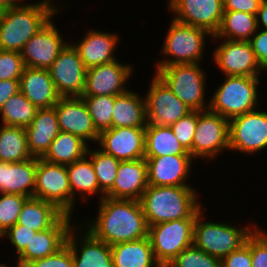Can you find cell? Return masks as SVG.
Wrapping results in <instances>:
<instances>
[{
	"label": "cell",
	"instance_id": "obj_1",
	"mask_svg": "<svg viewBox=\"0 0 267 267\" xmlns=\"http://www.w3.org/2000/svg\"><path fill=\"white\" fill-rule=\"evenodd\" d=\"M95 219L84 218L81 225L108 245L134 241L148 236L149 226L139 200L104 197Z\"/></svg>",
	"mask_w": 267,
	"mask_h": 267
},
{
	"label": "cell",
	"instance_id": "obj_2",
	"mask_svg": "<svg viewBox=\"0 0 267 267\" xmlns=\"http://www.w3.org/2000/svg\"><path fill=\"white\" fill-rule=\"evenodd\" d=\"M36 1L25 2L2 11L0 50L21 52L28 40L62 10L55 0Z\"/></svg>",
	"mask_w": 267,
	"mask_h": 267
},
{
	"label": "cell",
	"instance_id": "obj_3",
	"mask_svg": "<svg viewBox=\"0 0 267 267\" xmlns=\"http://www.w3.org/2000/svg\"><path fill=\"white\" fill-rule=\"evenodd\" d=\"M194 186L148 185L140 204L148 226L184 218H196L204 209Z\"/></svg>",
	"mask_w": 267,
	"mask_h": 267
},
{
	"label": "cell",
	"instance_id": "obj_4",
	"mask_svg": "<svg viewBox=\"0 0 267 267\" xmlns=\"http://www.w3.org/2000/svg\"><path fill=\"white\" fill-rule=\"evenodd\" d=\"M202 209L197 215L193 227V245L207 254L223 259L231 252L238 250L247 238L258 227L251 223L246 226H234L231 222L208 221ZM254 226V227H253Z\"/></svg>",
	"mask_w": 267,
	"mask_h": 267
},
{
	"label": "cell",
	"instance_id": "obj_5",
	"mask_svg": "<svg viewBox=\"0 0 267 267\" xmlns=\"http://www.w3.org/2000/svg\"><path fill=\"white\" fill-rule=\"evenodd\" d=\"M209 102V110L227 120L255 110L261 105L259 88L260 77L225 76Z\"/></svg>",
	"mask_w": 267,
	"mask_h": 267
},
{
	"label": "cell",
	"instance_id": "obj_6",
	"mask_svg": "<svg viewBox=\"0 0 267 267\" xmlns=\"http://www.w3.org/2000/svg\"><path fill=\"white\" fill-rule=\"evenodd\" d=\"M200 63L154 65L155 74L192 110L204 111L210 100L206 95L207 72Z\"/></svg>",
	"mask_w": 267,
	"mask_h": 267
},
{
	"label": "cell",
	"instance_id": "obj_7",
	"mask_svg": "<svg viewBox=\"0 0 267 267\" xmlns=\"http://www.w3.org/2000/svg\"><path fill=\"white\" fill-rule=\"evenodd\" d=\"M165 34L160 48V54L165 58L157 60L155 65L202 63L206 40L213 36L203 28L183 24L173 18Z\"/></svg>",
	"mask_w": 267,
	"mask_h": 267
},
{
	"label": "cell",
	"instance_id": "obj_8",
	"mask_svg": "<svg viewBox=\"0 0 267 267\" xmlns=\"http://www.w3.org/2000/svg\"><path fill=\"white\" fill-rule=\"evenodd\" d=\"M196 218H184L149 226L148 237L155 260L166 267L180 252L193 245Z\"/></svg>",
	"mask_w": 267,
	"mask_h": 267
},
{
	"label": "cell",
	"instance_id": "obj_9",
	"mask_svg": "<svg viewBox=\"0 0 267 267\" xmlns=\"http://www.w3.org/2000/svg\"><path fill=\"white\" fill-rule=\"evenodd\" d=\"M229 151V120L210 111H198V121L192 143V158L210 164L220 154Z\"/></svg>",
	"mask_w": 267,
	"mask_h": 267
},
{
	"label": "cell",
	"instance_id": "obj_10",
	"mask_svg": "<svg viewBox=\"0 0 267 267\" xmlns=\"http://www.w3.org/2000/svg\"><path fill=\"white\" fill-rule=\"evenodd\" d=\"M260 110V111H259ZM267 149V110L259 109L229 120V150L253 156Z\"/></svg>",
	"mask_w": 267,
	"mask_h": 267
},
{
	"label": "cell",
	"instance_id": "obj_11",
	"mask_svg": "<svg viewBox=\"0 0 267 267\" xmlns=\"http://www.w3.org/2000/svg\"><path fill=\"white\" fill-rule=\"evenodd\" d=\"M213 39L221 42L213 49L211 58L220 73L224 76L262 77L260 75L264 70L259 65L249 41L223 40L212 36V42Z\"/></svg>",
	"mask_w": 267,
	"mask_h": 267
},
{
	"label": "cell",
	"instance_id": "obj_12",
	"mask_svg": "<svg viewBox=\"0 0 267 267\" xmlns=\"http://www.w3.org/2000/svg\"><path fill=\"white\" fill-rule=\"evenodd\" d=\"M34 197L54 204L71 216V188L66 165L37 158Z\"/></svg>",
	"mask_w": 267,
	"mask_h": 267
},
{
	"label": "cell",
	"instance_id": "obj_13",
	"mask_svg": "<svg viewBox=\"0 0 267 267\" xmlns=\"http://www.w3.org/2000/svg\"><path fill=\"white\" fill-rule=\"evenodd\" d=\"M153 75L148 91H144L147 124L171 126L192 109L183 103L155 73Z\"/></svg>",
	"mask_w": 267,
	"mask_h": 267
},
{
	"label": "cell",
	"instance_id": "obj_14",
	"mask_svg": "<svg viewBox=\"0 0 267 267\" xmlns=\"http://www.w3.org/2000/svg\"><path fill=\"white\" fill-rule=\"evenodd\" d=\"M54 16L33 35L20 52L25 67L49 69L70 42L56 28Z\"/></svg>",
	"mask_w": 267,
	"mask_h": 267
},
{
	"label": "cell",
	"instance_id": "obj_15",
	"mask_svg": "<svg viewBox=\"0 0 267 267\" xmlns=\"http://www.w3.org/2000/svg\"><path fill=\"white\" fill-rule=\"evenodd\" d=\"M176 21L199 27L215 35L224 13L223 0H167Z\"/></svg>",
	"mask_w": 267,
	"mask_h": 267
},
{
	"label": "cell",
	"instance_id": "obj_16",
	"mask_svg": "<svg viewBox=\"0 0 267 267\" xmlns=\"http://www.w3.org/2000/svg\"><path fill=\"white\" fill-rule=\"evenodd\" d=\"M133 65L115 60L86 70L82 96L120 95L129 90L126 83L133 77Z\"/></svg>",
	"mask_w": 267,
	"mask_h": 267
},
{
	"label": "cell",
	"instance_id": "obj_17",
	"mask_svg": "<svg viewBox=\"0 0 267 267\" xmlns=\"http://www.w3.org/2000/svg\"><path fill=\"white\" fill-rule=\"evenodd\" d=\"M48 70L61 97L82 96L87 69L71 42L59 53Z\"/></svg>",
	"mask_w": 267,
	"mask_h": 267
},
{
	"label": "cell",
	"instance_id": "obj_18",
	"mask_svg": "<svg viewBox=\"0 0 267 267\" xmlns=\"http://www.w3.org/2000/svg\"><path fill=\"white\" fill-rule=\"evenodd\" d=\"M75 223L66 239L72 251L73 267H114L111 246Z\"/></svg>",
	"mask_w": 267,
	"mask_h": 267
},
{
	"label": "cell",
	"instance_id": "obj_19",
	"mask_svg": "<svg viewBox=\"0 0 267 267\" xmlns=\"http://www.w3.org/2000/svg\"><path fill=\"white\" fill-rule=\"evenodd\" d=\"M60 131L80 137L88 145L97 144L96 131L88 107L82 97H61L54 106Z\"/></svg>",
	"mask_w": 267,
	"mask_h": 267
},
{
	"label": "cell",
	"instance_id": "obj_20",
	"mask_svg": "<svg viewBox=\"0 0 267 267\" xmlns=\"http://www.w3.org/2000/svg\"><path fill=\"white\" fill-rule=\"evenodd\" d=\"M96 145L120 161L144 158L145 128H110L99 134Z\"/></svg>",
	"mask_w": 267,
	"mask_h": 267
},
{
	"label": "cell",
	"instance_id": "obj_21",
	"mask_svg": "<svg viewBox=\"0 0 267 267\" xmlns=\"http://www.w3.org/2000/svg\"><path fill=\"white\" fill-rule=\"evenodd\" d=\"M147 161L148 185L191 186L193 162L191 155H169L145 158Z\"/></svg>",
	"mask_w": 267,
	"mask_h": 267
},
{
	"label": "cell",
	"instance_id": "obj_22",
	"mask_svg": "<svg viewBox=\"0 0 267 267\" xmlns=\"http://www.w3.org/2000/svg\"><path fill=\"white\" fill-rule=\"evenodd\" d=\"M72 216L63 214L50 228L38 231L16 261L23 266L56 253L66 244L70 228L74 225Z\"/></svg>",
	"mask_w": 267,
	"mask_h": 267
},
{
	"label": "cell",
	"instance_id": "obj_23",
	"mask_svg": "<svg viewBox=\"0 0 267 267\" xmlns=\"http://www.w3.org/2000/svg\"><path fill=\"white\" fill-rule=\"evenodd\" d=\"M88 30L85 36L80 37V40L71 43L78 51L85 68L89 69L117 60L113 53L120 43L119 35L115 32H103L94 28Z\"/></svg>",
	"mask_w": 267,
	"mask_h": 267
},
{
	"label": "cell",
	"instance_id": "obj_24",
	"mask_svg": "<svg viewBox=\"0 0 267 267\" xmlns=\"http://www.w3.org/2000/svg\"><path fill=\"white\" fill-rule=\"evenodd\" d=\"M147 187L146 159L121 161L113 187L105 194V197L140 200Z\"/></svg>",
	"mask_w": 267,
	"mask_h": 267
},
{
	"label": "cell",
	"instance_id": "obj_25",
	"mask_svg": "<svg viewBox=\"0 0 267 267\" xmlns=\"http://www.w3.org/2000/svg\"><path fill=\"white\" fill-rule=\"evenodd\" d=\"M19 90L38 109L52 108L61 98L48 69L25 67Z\"/></svg>",
	"mask_w": 267,
	"mask_h": 267
},
{
	"label": "cell",
	"instance_id": "obj_26",
	"mask_svg": "<svg viewBox=\"0 0 267 267\" xmlns=\"http://www.w3.org/2000/svg\"><path fill=\"white\" fill-rule=\"evenodd\" d=\"M37 158L22 162L0 161V193L34 197Z\"/></svg>",
	"mask_w": 267,
	"mask_h": 267
},
{
	"label": "cell",
	"instance_id": "obj_27",
	"mask_svg": "<svg viewBox=\"0 0 267 267\" xmlns=\"http://www.w3.org/2000/svg\"><path fill=\"white\" fill-rule=\"evenodd\" d=\"M59 132L55 108L38 109L31 124L26 127L27 145L32 157L42 158Z\"/></svg>",
	"mask_w": 267,
	"mask_h": 267
},
{
	"label": "cell",
	"instance_id": "obj_28",
	"mask_svg": "<svg viewBox=\"0 0 267 267\" xmlns=\"http://www.w3.org/2000/svg\"><path fill=\"white\" fill-rule=\"evenodd\" d=\"M66 167L71 188V216H73L76 197L80 196L78 198L82 199V203H87L90 196L98 195L97 199L100 201L105 195L99 189L92 161L87 155Z\"/></svg>",
	"mask_w": 267,
	"mask_h": 267
},
{
	"label": "cell",
	"instance_id": "obj_29",
	"mask_svg": "<svg viewBox=\"0 0 267 267\" xmlns=\"http://www.w3.org/2000/svg\"><path fill=\"white\" fill-rule=\"evenodd\" d=\"M140 95L132 89L115 95L112 128H145L147 126L145 96Z\"/></svg>",
	"mask_w": 267,
	"mask_h": 267
},
{
	"label": "cell",
	"instance_id": "obj_30",
	"mask_svg": "<svg viewBox=\"0 0 267 267\" xmlns=\"http://www.w3.org/2000/svg\"><path fill=\"white\" fill-rule=\"evenodd\" d=\"M114 267H161L155 260L149 237L111 246Z\"/></svg>",
	"mask_w": 267,
	"mask_h": 267
},
{
	"label": "cell",
	"instance_id": "obj_31",
	"mask_svg": "<svg viewBox=\"0 0 267 267\" xmlns=\"http://www.w3.org/2000/svg\"><path fill=\"white\" fill-rule=\"evenodd\" d=\"M169 155H191L187 152L170 126L147 124L145 127L144 158H155Z\"/></svg>",
	"mask_w": 267,
	"mask_h": 267
},
{
	"label": "cell",
	"instance_id": "obj_32",
	"mask_svg": "<svg viewBox=\"0 0 267 267\" xmlns=\"http://www.w3.org/2000/svg\"><path fill=\"white\" fill-rule=\"evenodd\" d=\"M63 214L54 204L30 197L25 201L16 224L37 232L43 231L50 228Z\"/></svg>",
	"mask_w": 267,
	"mask_h": 267
},
{
	"label": "cell",
	"instance_id": "obj_33",
	"mask_svg": "<svg viewBox=\"0 0 267 267\" xmlns=\"http://www.w3.org/2000/svg\"><path fill=\"white\" fill-rule=\"evenodd\" d=\"M88 146L80 137L60 131L42 159L50 163L69 165L82 159Z\"/></svg>",
	"mask_w": 267,
	"mask_h": 267
},
{
	"label": "cell",
	"instance_id": "obj_34",
	"mask_svg": "<svg viewBox=\"0 0 267 267\" xmlns=\"http://www.w3.org/2000/svg\"><path fill=\"white\" fill-rule=\"evenodd\" d=\"M258 30L257 16L240 11H224L215 38L249 41Z\"/></svg>",
	"mask_w": 267,
	"mask_h": 267
},
{
	"label": "cell",
	"instance_id": "obj_35",
	"mask_svg": "<svg viewBox=\"0 0 267 267\" xmlns=\"http://www.w3.org/2000/svg\"><path fill=\"white\" fill-rule=\"evenodd\" d=\"M33 158L28 150L26 128L0 125V161L22 162Z\"/></svg>",
	"mask_w": 267,
	"mask_h": 267
},
{
	"label": "cell",
	"instance_id": "obj_36",
	"mask_svg": "<svg viewBox=\"0 0 267 267\" xmlns=\"http://www.w3.org/2000/svg\"><path fill=\"white\" fill-rule=\"evenodd\" d=\"M37 111L38 108L19 91L0 109L1 124L26 128L31 124Z\"/></svg>",
	"mask_w": 267,
	"mask_h": 267
},
{
	"label": "cell",
	"instance_id": "obj_37",
	"mask_svg": "<svg viewBox=\"0 0 267 267\" xmlns=\"http://www.w3.org/2000/svg\"><path fill=\"white\" fill-rule=\"evenodd\" d=\"M86 155L91 159L100 191L105 195L112 187L117 177L120 160L105 153L99 147L90 149L88 146Z\"/></svg>",
	"mask_w": 267,
	"mask_h": 267
},
{
	"label": "cell",
	"instance_id": "obj_38",
	"mask_svg": "<svg viewBox=\"0 0 267 267\" xmlns=\"http://www.w3.org/2000/svg\"><path fill=\"white\" fill-rule=\"evenodd\" d=\"M81 97L88 107L96 131L100 134L102 131L112 128L115 96L98 95Z\"/></svg>",
	"mask_w": 267,
	"mask_h": 267
},
{
	"label": "cell",
	"instance_id": "obj_39",
	"mask_svg": "<svg viewBox=\"0 0 267 267\" xmlns=\"http://www.w3.org/2000/svg\"><path fill=\"white\" fill-rule=\"evenodd\" d=\"M166 267H222V261L191 245L180 252Z\"/></svg>",
	"mask_w": 267,
	"mask_h": 267
},
{
	"label": "cell",
	"instance_id": "obj_40",
	"mask_svg": "<svg viewBox=\"0 0 267 267\" xmlns=\"http://www.w3.org/2000/svg\"><path fill=\"white\" fill-rule=\"evenodd\" d=\"M27 199L18 194L0 193V236L17 223Z\"/></svg>",
	"mask_w": 267,
	"mask_h": 267
},
{
	"label": "cell",
	"instance_id": "obj_41",
	"mask_svg": "<svg viewBox=\"0 0 267 267\" xmlns=\"http://www.w3.org/2000/svg\"><path fill=\"white\" fill-rule=\"evenodd\" d=\"M198 121V110H192L190 113L172 124L175 137L182 147L192 156V143Z\"/></svg>",
	"mask_w": 267,
	"mask_h": 267
},
{
	"label": "cell",
	"instance_id": "obj_42",
	"mask_svg": "<svg viewBox=\"0 0 267 267\" xmlns=\"http://www.w3.org/2000/svg\"><path fill=\"white\" fill-rule=\"evenodd\" d=\"M245 244L250 248L251 267H267V231L259 225Z\"/></svg>",
	"mask_w": 267,
	"mask_h": 267
},
{
	"label": "cell",
	"instance_id": "obj_43",
	"mask_svg": "<svg viewBox=\"0 0 267 267\" xmlns=\"http://www.w3.org/2000/svg\"><path fill=\"white\" fill-rule=\"evenodd\" d=\"M24 69L20 52L0 50V80H20Z\"/></svg>",
	"mask_w": 267,
	"mask_h": 267
},
{
	"label": "cell",
	"instance_id": "obj_44",
	"mask_svg": "<svg viewBox=\"0 0 267 267\" xmlns=\"http://www.w3.org/2000/svg\"><path fill=\"white\" fill-rule=\"evenodd\" d=\"M36 233L37 231H34L31 228L29 229L26 226L15 224L3 233L0 239H8L10 244L15 248V253H17L15 255L18 256L26 248L28 243H30Z\"/></svg>",
	"mask_w": 267,
	"mask_h": 267
},
{
	"label": "cell",
	"instance_id": "obj_45",
	"mask_svg": "<svg viewBox=\"0 0 267 267\" xmlns=\"http://www.w3.org/2000/svg\"><path fill=\"white\" fill-rule=\"evenodd\" d=\"M25 267H73L70 247L65 244L56 253L45 258L30 262Z\"/></svg>",
	"mask_w": 267,
	"mask_h": 267
},
{
	"label": "cell",
	"instance_id": "obj_46",
	"mask_svg": "<svg viewBox=\"0 0 267 267\" xmlns=\"http://www.w3.org/2000/svg\"><path fill=\"white\" fill-rule=\"evenodd\" d=\"M252 50L255 53L256 59L264 70L265 74L267 73V30H258L249 40Z\"/></svg>",
	"mask_w": 267,
	"mask_h": 267
},
{
	"label": "cell",
	"instance_id": "obj_47",
	"mask_svg": "<svg viewBox=\"0 0 267 267\" xmlns=\"http://www.w3.org/2000/svg\"><path fill=\"white\" fill-rule=\"evenodd\" d=\"M222 267H251L252 258L250 248L244 244L241 248L231 252L222 260Z\"/></svg>",
	"mask_w": 267,
	"mask_h": 267
},
{
	"label": "cell",
	"instance_id": "obj_48",
	"mask_svg": "<svg viewBox=\"0 0 267 267\" xmlns=\"http://www.w3.org/2000/svg\"><path fill=\"white\" fill-rule=\"evenodd\" d=\"M262 0H223L224 11H240L257 15Z\"/></svg>",
	"mask_w": 267,
	"mask_h": 267
},
{
	"label": "cell",
	"instance_id": "obj_49",
	"mask_svg": "<svg viewBox=\"0 0 267 267\" xmlns=\"http://www.w3.org/2000/svg\"><path fill=\"white\" fill-rule=\"evenodd\" d=\"M20 80H0V109L4 103L17 92H19Z\"/></svg>",
	"mask_w": 267,
	"mask_h": 267
},
{
	"label": "cell",
	"instance_id": "obj_50",
	"mask_svg": "<svg viewBox=\"0 0 267 267\" xmlns=\"http://www.w3.org/2000/svg\"><path fill=\"white\" fill-rule=\"evenodd\" d=\"M257 27L267 30V0H262L257 13Z\"/></svg>",
	"mask_w": 267,
	"mask_h": 267
},
{
	"label": "cell",
	"instance_id": "obj_51",
	"mask_svg": "<svg viewBox=\"0 0 267 267\" xmlns=\"http://www.w3.org/2000/svg\"><path fill=\"white\" fill-rule=\"evenodd\" d=\"M25 3V0H0V8L9 9L20 4Z\"/></svg>",
	"mask_w": 267,
	"mask_h": 267
},
{
	"label": "cell",
	"instance_id": "obj_52",
	"mask_svg": "<svg viewBox=\"0 0 267 267\" xmlns=\"http://www.w3.org/2000/svg\"><path fill=\"white\" fill-rule=\"evenodd\" d=\"M16 266L15 267H25L23 266L20 262L16 261ZM0 267H12V266H8L6 265V263H0Z\"/></svg>",
	"mask_w": 267,
	"mask_h": 267
},
{
	"label": "cell",
	"instance_id": "obj_53",
	"mask_svg": "<svg viewBox=\"0 0 267 267\" xmlns=\"http://www.w3.org/2000/svg\"><path fill=\"white\" fill-rule=\"evenodd\" d=\"M2 11H3V9H2V8H0V17H1Z\"/></svg>",
	"mask_w": 267,
	"mask_h": 267
}]
</instances>
